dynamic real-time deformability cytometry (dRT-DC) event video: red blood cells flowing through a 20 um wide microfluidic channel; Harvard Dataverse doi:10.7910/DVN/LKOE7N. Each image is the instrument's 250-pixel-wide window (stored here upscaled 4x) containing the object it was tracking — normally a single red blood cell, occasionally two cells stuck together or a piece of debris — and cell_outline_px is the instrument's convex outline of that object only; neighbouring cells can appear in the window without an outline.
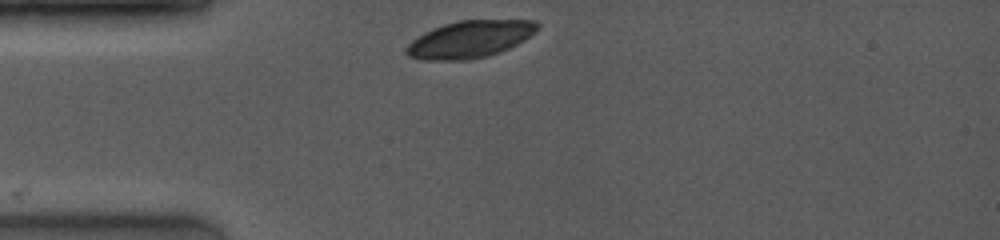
{"species": "common noctule bat (a hibernating species)", "species_latin": "Nyctalus noctula", "temperature_condition": "room temperature", "stored_images_in_passage": 35, "camera_frame_rate_fps": 4000, "um_per_image_px": 0.085, "animal": {"sex": "female", "body_mass_g": 19.0, "forearm_length_mm": 53.3}, "frame": {"image": 1, "passage_image": 1, "time_ms": 0.0, "image_size_px": [1000, 240], "cell_outline_px": [[540, 24], [536, 32], [524, 40], [500, 52], [488, 56], [468, 60], [420, 60], [408, 56], [404, 52], [404, 48], [412, 40], [424, 32], [432, 28], [456, 20], [536, 20]], "centroid_in_image_um": [39.92, 3.34], "position_along_channel_um": 45.1, "area_um2": 28.61}}